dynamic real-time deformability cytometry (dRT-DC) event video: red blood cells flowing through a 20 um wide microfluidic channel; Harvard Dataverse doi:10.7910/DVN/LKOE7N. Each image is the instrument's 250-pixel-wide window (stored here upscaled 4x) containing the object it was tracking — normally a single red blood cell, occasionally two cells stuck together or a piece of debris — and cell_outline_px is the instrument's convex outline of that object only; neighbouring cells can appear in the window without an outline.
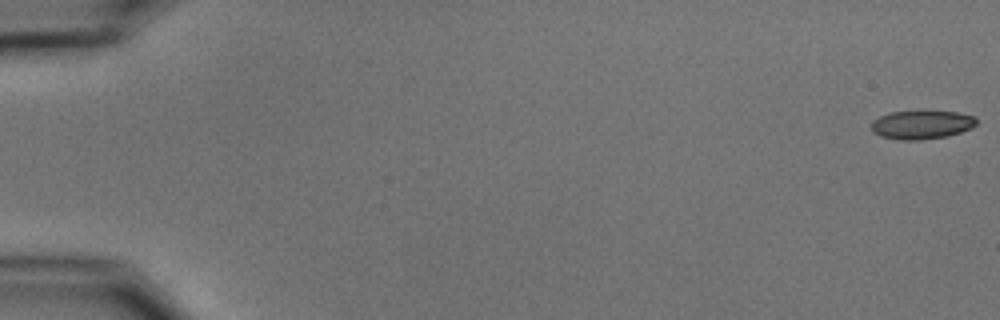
{"species": "common noctule bat (a hibernating species)", "species_latin": "Nyctalus noctula", "temperature_condition": "cold", "stored_images_in_passage": 8, "camera_frame_rate_fps": 3000, "um_per_image_px": 0.085, "animal": {"sex": "male", "body_mass_g": 15.6}, "frame": {"image": 1, "passage_image": 1, "time_ms": 0.0, "image_size_px": [1000, 320], "cell_outline_px": [[976, 124], [972, 128], [948, 136], [920, 140], [900, 140], [880, 136], [872, 132], [872, 120], [880, 116], [892, 112], [956, 112], [976, 116]], "centroid_in_image_um": [78.34, 10.62], "position_along_channel_um": 6.7, "area_um2": 17.4}}